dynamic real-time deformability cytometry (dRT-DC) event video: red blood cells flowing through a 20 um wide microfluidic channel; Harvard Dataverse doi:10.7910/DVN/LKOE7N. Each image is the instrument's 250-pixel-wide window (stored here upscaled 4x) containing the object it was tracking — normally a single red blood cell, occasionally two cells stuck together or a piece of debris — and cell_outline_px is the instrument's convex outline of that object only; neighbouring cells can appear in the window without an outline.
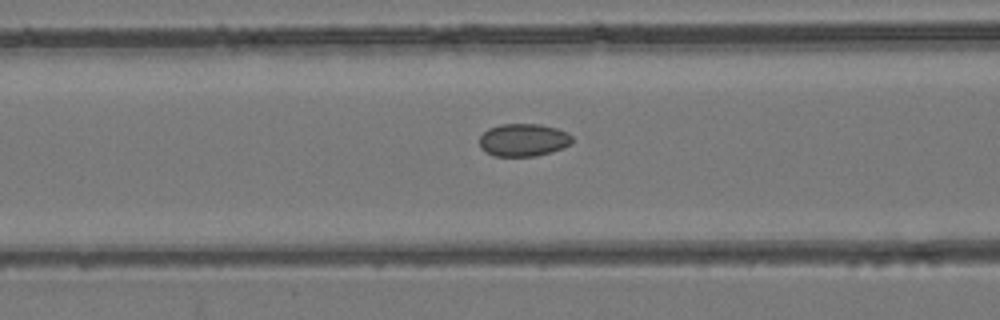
{"species": "common noctule bat (a hibernating species)", "species_latin": "Nyctalus noctula", "temperature_condition": "room temperature", "stored_images_in_passage": 48, "camera_frame_rate_fps": 3000, "um_per_image_px": 0.085, "animal": {"sex": "female", "body_mass_g": 24.6, "forearm_length_mm": 56.2}, "frame": {"image": 1, "passage_image": 20, "time_ms": 6.333, "image_size_px": [1000, 320], "cell_outline_px": [[572, 144], [564, 148], [552, 152], [536, 156], [492, 156], [484, 152], [480, 148], [480, 136], [488, 128], [500, 124], [540, 124], [556, 128], [572, 136]], "centroid_in_image_um": [44.47, 11.91], "position_along_channel_um": 122.1, "area_um2": 17.86}}
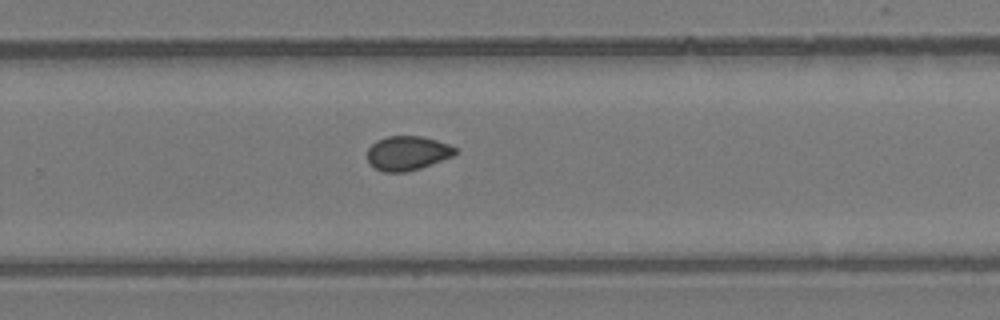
{"frame": {"image": 2, "passage_image": 32, "time_ms": 10.333, "image_size_px": [1000, 320], "cell_outline_px": [[456, 152], [452, 156], [420, 168], [404, 172], [384, 172], [376, 168], [368, 160], [368, 148], [376, 140], [388, 136], [420, 136], [436, 140], [448, 144], [456, 148]], "centroid_in_image_um": [34.62, 13.01], "position_along_channel_um": 295.2, "area_um2": 17.28}}
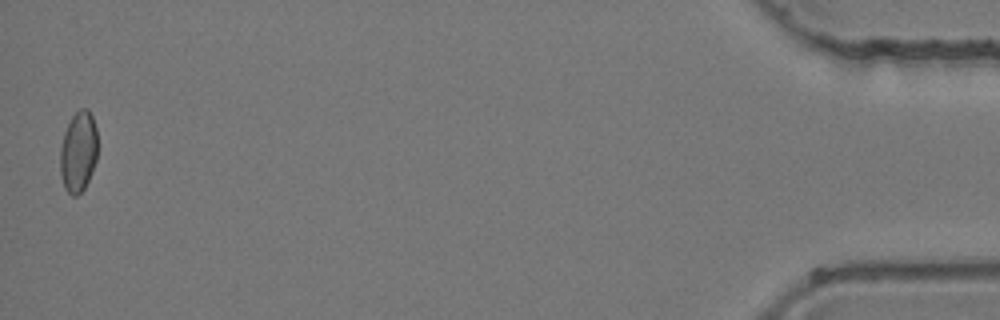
{"frame": {"image": 3, "passage_image": 48, "time_ms": 15.667, "image_size_px": [1000, 320], "cell_outline_px": [[96, 160], [92, 172], [84, 188], [76, 196], [72, 196], [64, 188], [60, 176], [60, 148], [64, 132], [72, 116], [80, 108], [88, 108], [92, 116], [96, 128]], "centroid_in_image_um": [6.64, 12.9], "position_along_channel_um": 428.6, "area_um2": 17.63}}